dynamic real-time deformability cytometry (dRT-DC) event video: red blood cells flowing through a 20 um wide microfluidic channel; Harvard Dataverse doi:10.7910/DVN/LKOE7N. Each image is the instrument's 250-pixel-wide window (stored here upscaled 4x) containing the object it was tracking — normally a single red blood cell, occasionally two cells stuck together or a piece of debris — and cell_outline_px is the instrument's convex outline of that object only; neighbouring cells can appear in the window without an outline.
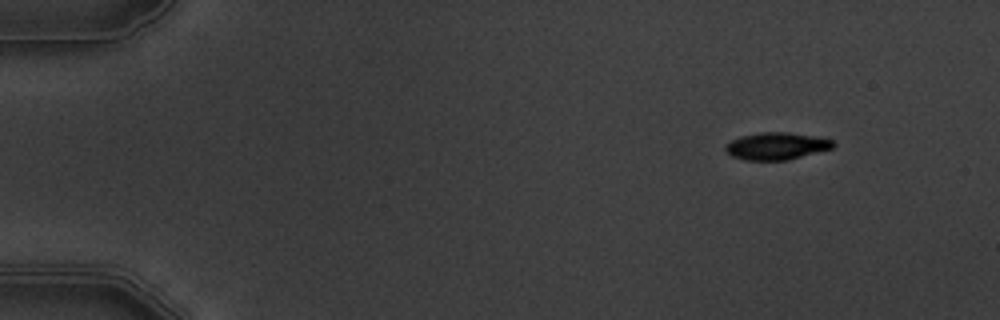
{"species": "common noctule bat (a hibernating species)", "species_latin": "Nyctalus noctula", "temperature_condition": "warm", "stored_images_in_passage": 6, "camera_frame_rate_fps": 3000, "um_per_image_px": 0.085, "animal": {"sex": "male", "body_mass_g": 19.5, "forearm_length_mm": 54.6}, "frame": {"image": 1, "passage_image": 2, "time_ms": 1.333, "image_size_px": [1000, 320], "cell_outline_px": [[836, 144], [832, 148], [788, 160], [744, 160], [732, 156], [724, 148], [732, 140], [740, 136], [764, 132], [788, 132], [816, 136], [832, 140]], "centroid_in_image_um": [66.02, 12.41], "position_along_channel_um": 19.0, "area_um2": 16.94}}
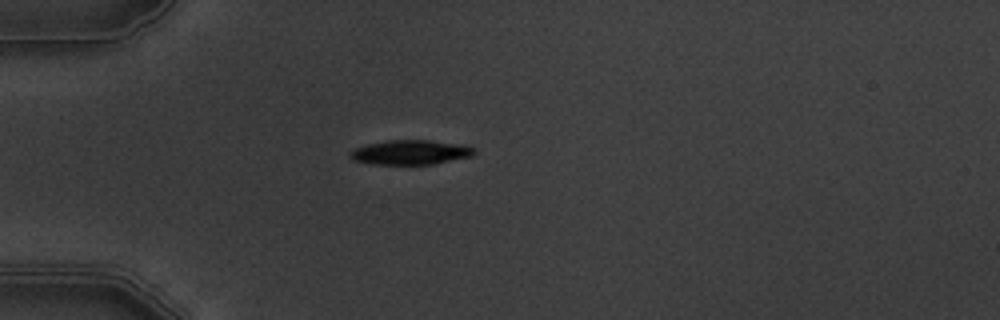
{"frame": {"image": 2, "passage_image": 5, "time_ms": 4.667, "image_size_px": [1000, 320], "cell_outline_px": [[476, 152], [472, 156], [432, 164], [372, 164], [356, 160], [348, 156], [348, 152], [364, 144], [388, 140], [428, 140], [464, 144], [476, 148]], "centroid_in_image_um": [34.91, 12.93], "position_along_channel_um": 50.1, "area_um2": 17.86}}